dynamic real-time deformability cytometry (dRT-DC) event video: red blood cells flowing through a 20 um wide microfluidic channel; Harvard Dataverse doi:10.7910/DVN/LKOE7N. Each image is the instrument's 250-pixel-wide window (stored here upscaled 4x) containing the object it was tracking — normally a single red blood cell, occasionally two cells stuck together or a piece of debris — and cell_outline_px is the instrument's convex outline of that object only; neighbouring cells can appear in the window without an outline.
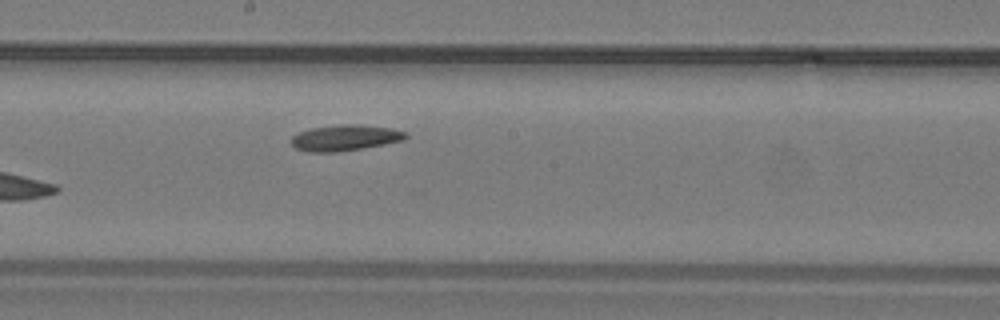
{"species": "common noctule bat (a hibernating species)", "species_latin": "Nyctalus noctula", "temperature_condition": "warm", "stored_images_in_passage": 10, "camera_frame_rate_fps": 3000, "um_per_image_px": 0.085, "animal": {"sex": "male", "body_mass_g": 19.2, "forearm_length_mm": 51.8}, "frame": {"image": 1, "passage_image": 10, "time_ms": 3.0, "image_size_px": [1000, 320], "cell_outline_px": [[408, 136], [404, 140], [360, 148], [336, 152], [308, 152], [296, 148], [292, 144], [292, 136], [300, 132], [312, 128], [340, 124], [360, 124], [392, 128], [408, 132]], "centroid_in_image_um": [29.36, 11.7], "position_along_channel_um": 218.8, "area_um2": 17.17}}